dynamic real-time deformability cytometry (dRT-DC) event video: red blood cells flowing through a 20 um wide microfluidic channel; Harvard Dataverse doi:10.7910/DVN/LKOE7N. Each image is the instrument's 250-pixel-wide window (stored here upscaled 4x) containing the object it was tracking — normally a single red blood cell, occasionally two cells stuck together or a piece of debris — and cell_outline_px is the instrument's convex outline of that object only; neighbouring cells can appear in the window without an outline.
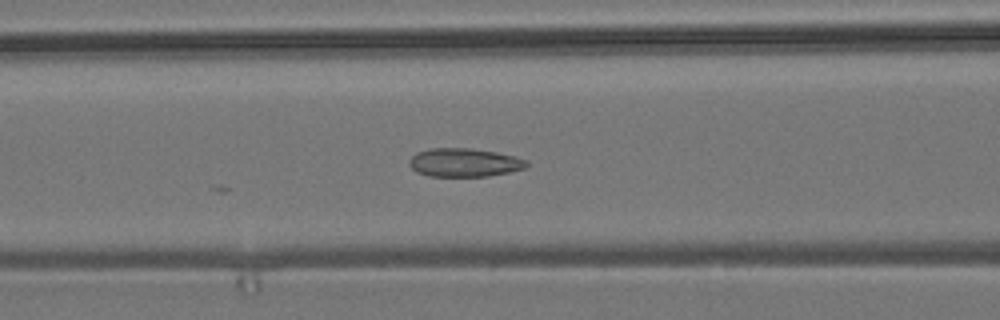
{"species": "common noctule bat (a hibernating species)", "species_latin": "Nyctalus noctula", "temperature_condition": "room temperature", "stored_images_in_passage": 20, "camera_frame_rate_fps": 3000, "um_per_image_px": 0.085, "animal": {"sex": "male", "body_mass_g": 19.2, "forearm_length_mm": 51.8}, "frame": {"image": 1, "passage_image": 16, "time_ms": 5.0, "image_size_px": [1000, 320], "cell_outline_px": [[528, 164], [524, 168], [508, 172], [488, 176], [428, 176], [416, 172], [408, 164], [408, 160], [416, 152], [428, 148], [472, 148], [496, 152], [516, 156], [528, 160]], "centroid_in_image_um": [39.44, 13.8], "position_along_channel_um": 127.2, "area_um2": 19.65}}
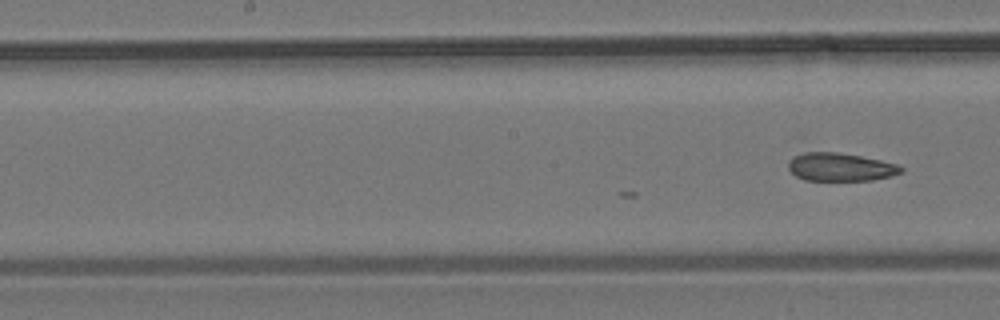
{"frame": {"image": 2, "passage_image": 20, "time_ms": 6.333, "image_size_px": [1000, 320], "cell_outline_px": [[904, 172], [892, 176], [872, 180], [804, 180], [796, 176], [788, 168], [788, 164], [796, 156], [804, 152], [840, 152], [880, 160], [896, 164], [904, 168]], "centroid_in_image_um": [71.47, 14.2], "position_along_channel_um": 176.7, "area_um2": 18.38}}